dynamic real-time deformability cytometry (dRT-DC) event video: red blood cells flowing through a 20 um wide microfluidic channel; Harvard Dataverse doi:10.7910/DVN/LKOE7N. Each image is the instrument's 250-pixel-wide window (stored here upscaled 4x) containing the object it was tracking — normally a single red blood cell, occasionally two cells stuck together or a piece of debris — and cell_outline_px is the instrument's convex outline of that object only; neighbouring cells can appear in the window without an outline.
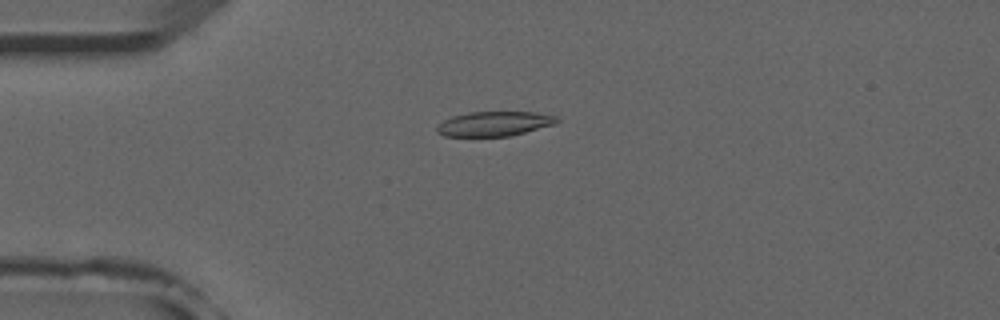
{"species": "common noctule bat (a hibernating species)", "species_latin": "Nyctalus noctula", "temperature_condition": "room temperature", "stored_images_in_passage": 50, "camera_frame_rate_fps": 3000, "um_per_image_px": 0.085, "animal": {"sex": "male", "forearm_length_mm": 52.5}, "frame": {"image": 1, "passage_image": 11, "time_ms": 3.333, "image_size_px": [1000, 320], "cell_outline_px": [[560, 120], [556, 124], [512, 136], [444, 136], [436, 132], [436, 128], [444, 120], [452, 116], [468, 112], [536, 112], [556, 116]], "centroid_in_image_um": [42.05, 10.52], "position_along_channel_um": 43.0, "area_um2": 17.34}}
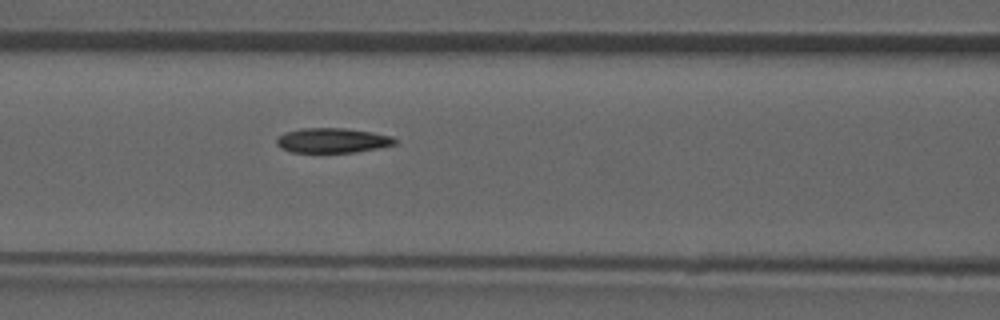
{"frame": {"image": 2, "passage_image": 20, "time_ms": 6.333, "image_size_px": [1000, 320], "cell_outline_px": [[400, 140], [396, 144], [356, 152], [292, 152], [280, 148], [276, 144], [276, 140], [284, 132], [300, 128], [344, 128], [372, 132], [392, 136]], "centroid_in_image_um": [28.27, 11.93], "position_along_channel_um": 138.3, "area_um2": 17.17}}
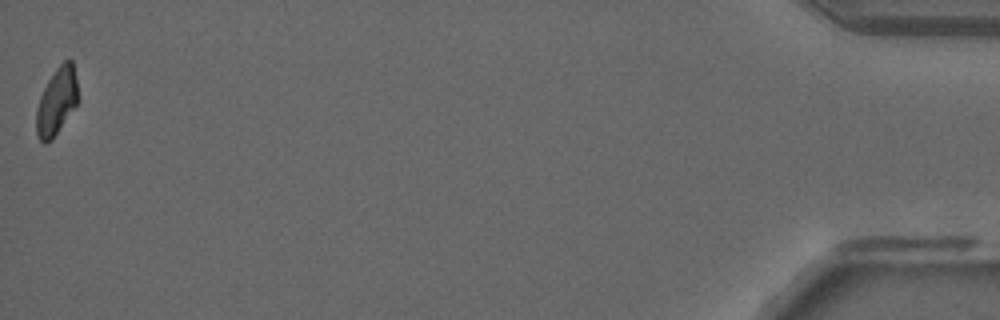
{"frame": {"image": 3, "passage_image": 50, "time_ms": 16.333, "image_size_px": [1000, 320], "cell_outline_px": [[80, 100], [52, 140], [44, 144], [40, 140], [36, 132], [36, 108], [40, 96], [48, 80], [56, 68], [64, 60], [72, 60]], "centroid_in_image_um": [4.82, 8.63], "position_along_channel_um": 430.4, "area_um2": 16.42}, "authors_computed_cell_mechanics": {"area_um2": 17.7157, "velocity_mm_per_s": 3.9169, "shape_relaxation_time_tau1_ms": null, "shape_relaxation_time_tau2_ms": 3.3641, "deformation_change_tau1": null, "deformation_change_tau2": 0.0971}}